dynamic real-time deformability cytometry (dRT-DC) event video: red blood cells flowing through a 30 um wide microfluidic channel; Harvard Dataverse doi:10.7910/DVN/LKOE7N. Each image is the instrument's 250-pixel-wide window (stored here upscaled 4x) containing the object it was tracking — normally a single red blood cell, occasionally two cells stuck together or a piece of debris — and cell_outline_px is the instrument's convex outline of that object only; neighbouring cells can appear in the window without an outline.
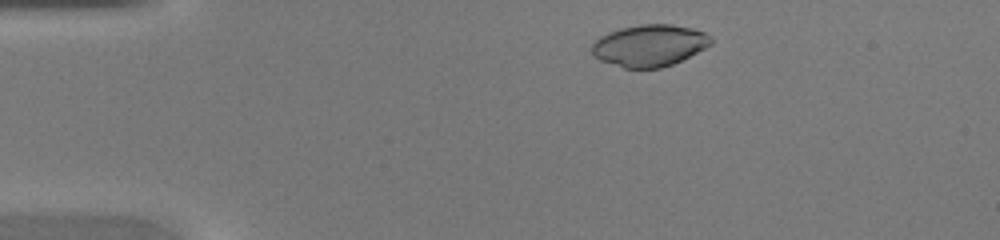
{"species": "common noctule bat (a hibernating species)", "species_latin": "Nyctalus noctula", "temperature_condition": "warm", "stored_images_in_passage": 40, "camera_frame_rate_fps": 3000, "um_per_image_px": 0.085, "animal": {"sex": "female", "body_mass_g": 20.0, "forearm_length_mm": 54.0}, "frame": {"image": 1, "passage_image": 4, "time_ms": 1.0, "image_size_px": [1000, 240], "cell_outline_px": [[712, 44], [672, 64], [660, 68], [624, 68], [600, 60], [592, 56], [592, 44], [600, 36], [608, 32], [620, 28], [640, 24], [672, 24], [692, 28], [704, 32], [712, 36]], "centroid_in_image_um": [55.19, 3.86], "position_along_channel_um": 29.8, "area_um2": 28.96}}
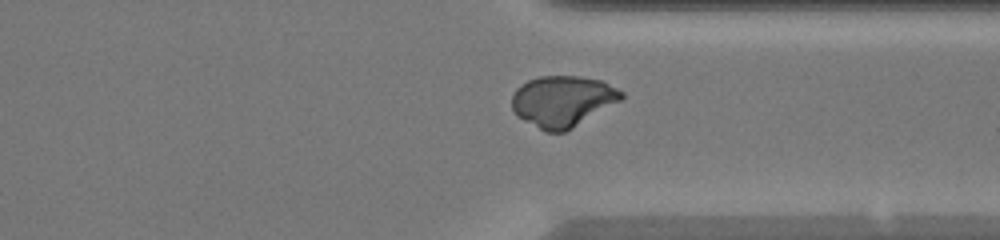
{"frame": {"image": 2, "passage_image": 30, "time_ms": 9.667, "image_size_px": [1000, 240], "cell_outline_px": [[624, 96], [620, 100], [572, 128], [564, 132], [544, 132], [516, 116], [512, 108], [512, 96], [516, 88], [520, 84], [528, 80], [540, 76], [580, 76], [600, 80], [624, 92]], "centroid_in_image_um": [47.77, 8.6], "position_along_channel_um": 363.6, "area_um2": 32.48}}
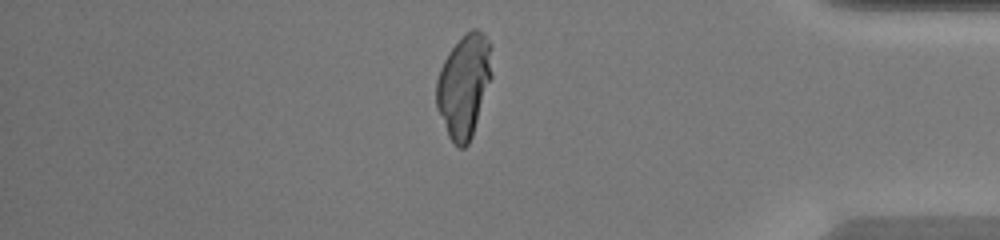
{"frame": {"image": 3, "passage_image": 34, "time_ms": 11.0, "image_size_px": [1000, 240], "cell_outline_px": [[492, 76], [472, 136], [468, 144], [464, 148], [460, 148], [448, 136], [436, 108], [436, 80], [440, 68], [448, 52], [472, 28], [476, 28], [484, 32], [488, 40], [492, 72]], "centroid_in_image_um": [39.42, 7.3], "position_along_channel_um": 395.8, "area_um2": 33.0}}